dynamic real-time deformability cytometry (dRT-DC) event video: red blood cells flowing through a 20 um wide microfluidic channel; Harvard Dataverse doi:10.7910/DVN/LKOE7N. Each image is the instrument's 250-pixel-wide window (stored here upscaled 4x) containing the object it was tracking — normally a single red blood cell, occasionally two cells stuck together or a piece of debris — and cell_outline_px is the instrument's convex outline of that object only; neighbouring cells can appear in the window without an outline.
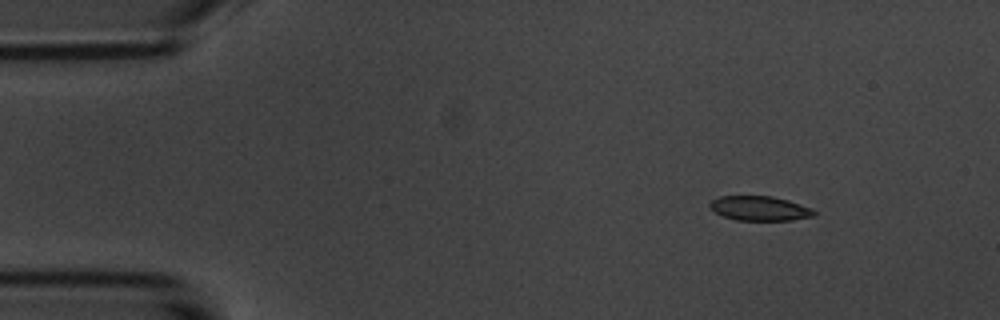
{"species": "common noctule bat (a hibernating species)", "species_latin": "Nyctalus noctula", "temperature_condition": "room temperature", "stored_images_in_passage": 6, "camera_frame_rate_fps": 3000, "um_per_image_px": 0.085, "animal": {"sex": "male", "body_mass_g": 20.1, "forearm_length_mm": 53.5}, "frame": {"image": 1, "passage_image": 2, "time_ms": 2.0, "image_size_px": [1000, 320], "cell_outline_px": [[816, 216], [792, 220], [736, 220], [724, 216], [716, 212], [708, 204], [712, 200], [720, 196], [772, 196], [788, 200], [812, 208], [816, 212]], "centroid_in_image_um": [64.61, 17.71], "position_along_channel_um": 20.4, "area_um2": 14.85}}
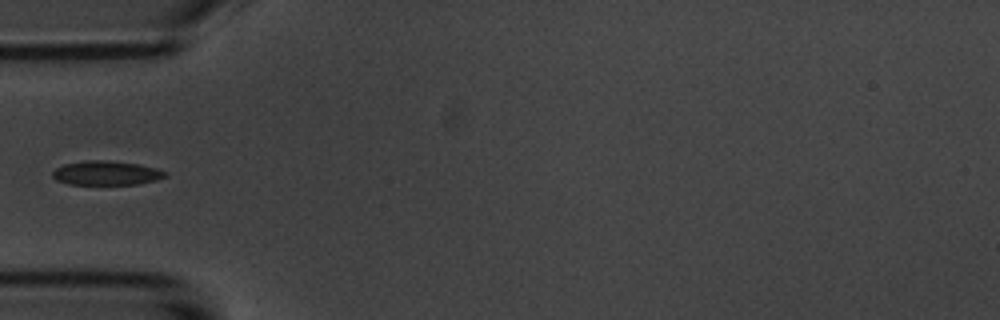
{"frame": {"image": 2, "passage_image": 5, "time_ms": 5.667, "image_size_px": [1000, 320], "cell_outline_px": [[168, 176], [156, 180], [136, 184], [68, 184], [56, 180], [52, 176], [52, 172], [56, 168], [64, 164], [84, 160], [108, 160], [136, 164], [156, 168], [168, 172]], "centroid_in_image_um": [9.03, 14.7], "position_along_channel_um": 76.0, "area_um2": 15.9}}